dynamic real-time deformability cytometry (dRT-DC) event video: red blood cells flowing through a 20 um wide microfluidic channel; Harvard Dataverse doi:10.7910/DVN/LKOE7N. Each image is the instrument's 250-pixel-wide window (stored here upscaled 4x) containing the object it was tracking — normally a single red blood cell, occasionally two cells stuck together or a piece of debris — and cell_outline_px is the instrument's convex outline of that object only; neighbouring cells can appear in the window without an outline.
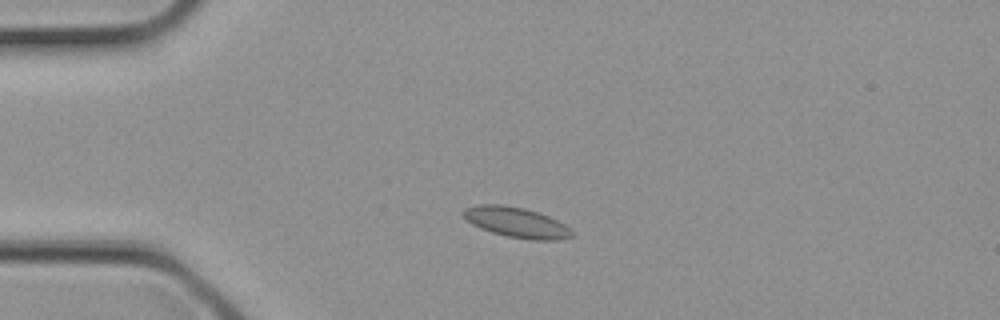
{"species": "common noctule bat (a hibernating species)", "species_latin": "Nyctalus noctula", "temperature_condition": "cold", "stored_images_in_passage": 2, "camera_frame_rate_fps": 3000, "um_per_image_px": 0.085, "animal": {"sex": "female", "body_mass_g": 21.9}, "frame": {"image": 1, "passage_image": 2, "time_ms": 0.333, "image_size_px": [1000, 320], "cell_outline_px": [[576, 236], [556, 240], [532, 240], [508, 236], [492, 232], [480, 228], [472, 224], [460, 212], [464, 208], [480, 204], [500, 204], [524, 208], [548, 216], [564, 224]], "centroid_in_image_um": [43.88, 18.9], "position_along_channel_um": 41.1, "area_um2": 19.02}}